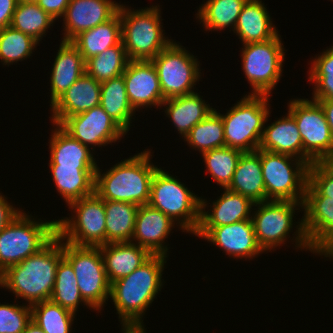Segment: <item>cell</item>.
Segmentation results:
<instances>
[{
    "mask_svg": "<svg viewBox=\"0 0 333 333\" xmlns=\"http://www.w3.org/2000/svg\"><path fill=\"white\" fill-rule=\"evenodd\" d=\"M63 258V240L56 234L37 253L0 274V287L10 289L28 305L48 301L53 292L57 265Z\"/></svg>",
    "mask_w": 333,
    "mask_h": 333,
    "instance_id": "6da1fadb",
    "label": "cell"
},
{
    "mask_svg": "<svg viewBox=\"0 0 333 333\" xmlns=\"http://www.w3.org/2000/svg\"><path fill=\"white\" fill-rule=\"evenodd\" d=\"M165 255H152L130 275L111 283L110 298L121 326H144L143 315L162 289Z\"/></svg>",
    "mask_w": 333,
    "mask_h": 333,
    "instance_id": "7a4b0ae2",
    "label": "cell"
},
{
    "mask_svg": "<svg viewBox=\"0 0 333 333\" xmlns=\"http://www.w3.org/2000/svg\"><path fill=\"white\" fill-rule=\"evenodd\" d=\"M147 149L123 159L105 173L97 167L94 192L103 200L129 202L138 206L149 203L152 178L158 166L151 163Z\"/></svg>",
    "mask_w": 333,
    "mask_h": 333,
    "instance_id": "3957f363",
    "label": "cell"
},
{
    "mask_svg": "<svg viewBox=\"0 0 333 333\" xmlns=\"http://www.w3.org/2000/svg\"><path fill=\"white\" fill-rule=\"evenodd\" d=\"M160 10L159 5L139 10L120 5L122 43L129 60H151L174 41L163 34Z\"/></svg>",
    "mask_w": 333,
    "mask_h": 333,
    "instance_id": "277c9868",
    "label": "cell"
},
{
    "mask_svg": "<svg viewBox=\"0 0 333 333\" xmlns=\"http://www.w3.org/2000/svg\"><path fill=\"white\" fill-rule=\"evenodd\" d=\"M268 95L246 96L226 114H221L224 125L225 146L242 152H254L259 148L263 129L270 112Z\"/></svg>",
    "mask_w": 333,
    "mask_h": 333,
    "instance_id": "5b68a950",
    "label": "cell"
},
{
    "mask_svg": "<svg viewBox=\"0 0 333 333\" xmlns=\"http://www.w3.org/2000/svg\"><path fill=\"white\" fill-rule=\"evenodd\" d=\"M148 204L177 222L183 232L194 234L198 229L201 198L160 167L152 178Z\"/></svg>",
    "mask_w": 333,
    "mask_h": 333,
    "instance_id": "8992f818",
    "label": "cell"
},
{
    "mask_svg": "<svg viewBox=\"0 0 333 333\" xmlns=\"http://www.w3.org/2000/svg\"><path fill=\"white\" fill-rule=\"evenodd\" d=\"M32 217L22 210L0 233V274L37 253L57 234L56 220Z\"/></svg>",
    "mask_w": 333,
    "mask_h": 333,
    "instance_id": "52a82bcc",
    "label": "cell"
},
{
    "mask_svg": "<svg viewBox=\"0 0 333 333\" xmlns=\"http://www.w3.org/2000/svg\"><path fill=\"white\" fill-rule=\"evenodd\" d=\"M260 162L266 201L303 203L309 167L304 160L260 149Z\"/></svg>",
    "mask_w": 333,
    "mask_h": 333,
    "instance_id": "ba28073f",
    "label": "cell"
},
{
    "mask_svg": "<svg viewBox=\"0 0 333 333\" xmlns=\"http://www.w3.org/2000/svg\"><path fill=\"white\" fill-rule=\"evenodd\" d=\"M72 218L56 220L57 235L75 246L99 247L106 244L104 200L95 192L68 205Z\"/></svg>",
    "mask_w": 333,
    "mask_h": 333,
    "instance_id": "9c48e42d",
    "label": "cell"
},
{
    "mask_svg": "<svg viewBox=\"0 0 333 333\" xmlns=\"http://www.w3.org/2000/svg\"><path fill=\"white\" fill-rule=\"evenodd\" d=\"M63 257L73 267L83 300L89 308L101 311L110 298L111 284L106 275L100 246H75L63 241Z\"/></svg>",
    "mask_w": 333,
    "mask_h": 333,
    "instance_id": "30bf717a",
    "label": "cell"
},
{
    "mask_svg": "<svg viewBox=\"0 0 333 333\" xmlns=\"http://www.w3.org/2000/svg\"><path fill=\"white\" fill-rule=\"evenodd\" d=\"M285 49L278 33L274 38L243 45L241 52L242 70L252 87L253 95L271 96L282 76Z\"/></svg>",
    "mask_w": 333,
    "mask_h": 333,
    "instance_id": "8fae6325",
    "label": "cell"
},
{
    "mask_svg": "<svg viewBox=\"0 0 333 333\" xmlns=\"http://www.w3.org/2000/svg\"><path fill=\"white\" fill-rule=\"evenodd\" d=\"M288 108L303 141V160L310 166L333 158V137L320 104L314 98L293 99Z\"/></svg>",
    "mask_w": 333,
    "mask_h": 333,
    "instance_id": "7c38bea8",
    "label": "cell"
},
{
    "mask_svg": "<svg viewBox=\"0 0 333 333\" xmlns=\"http://www.w3.org/2000/svg\"><path fill=\"white\" fill-rule=\"evenodd\" d=\"M196 57L185 47L172 41L151 59L158 74L164 100L195 92L194 85L201 77Z\"/></svg>",
    "mask_w": 333,
    "mask_h": 333,
    "instance_id": "4fadbf2b",
    "label": "cell"
},
{
    "mask_svg": "<svg viewBox=\"0 0 333 333\" xmlns=\"http://www.w3.org/2000/svg\"><path fill=\"white\" fill-rule=\"evenodd\" d=\"M302 209L304 216L293 234L295 246L333 259V198L304 197Z\"/></svg>",
    "mask_w": 333,
    "mask_h": 333,
    "instance_id": "5bb4252c",
    "label": "cell"
},
{
    "mask_svg": "<svg viewBox=\"0 0 333 333\" xmlns=\"http://www.w3.org/2000/svg\"><path fill=\"white\" fill-rule=\"evenodd\" d=\"M254 206L257 209L252 212L251 221L257 243L265 253L286 242L293 228L295 210H300L303 203L268 200L255 203Z\"/></svg>",
    "mask_w": 333,
    "mask_h": 333,
    "instance_id": "9a60e30c",
    "label": "cell"
},
{
    "mask_svg": "<svg viewBox=\"0 0 333 333\" xmlns=\"http://www.w3.org/2000/svg\"><path fill=\"white\" fill-rule=\"evenodd\" d=\"M59 126L85 146H106L121 140L127 132L98 105L67 117Z\"/></svg>",
    "mask_w": 333,
    "mask_h": 333,
    "instance_id": "2e32d148",
    "label": "cell"
},
{
    "mask_svg": "<svg viewBox=\"0 0 333 333\" xmlns=\"http://www.w3.org/2000/svg\"><path fill=\"white\" fill-rule=\"evenodd\" d=\"M194 235L212 242L233 258L253 259L263 253L257 243L251 220L214 228H198Z\"/></svg>",
    "mask_w": 333,
    "mask_h": 333,
    "instance_id": "e0dca14e",
    "label": "cell"
},
{
    "mask_svg": "<svg viewBox=\"0 0 333 333\" xmlns=\"http://www.w3.org/2000/svg\"><path fill=\"white\" fill-rule=\"evenodd\" d=\"M122 75L127 98L134 110L148 106L161 107L164 98L151 60H130Z\"/></svg>",
    "mask_w": 333,
    "mask_h": 333,
    "instance_id": "ac0fdd59",
    "label": "cell"
},
{
    "mask_svg": "<svg viewBox=\"0 0 333 333\" xmlns=\"http://www.w3.org/2000/svg\"><path fill=\"white\" fill-rule=\"evenodd\" d=\"M120 3L113 0H70L63 15L62 41H71L83 31L103 24L113 18Z\"/></svg>",
    "mask_w": 333,
    "mask_h": 333,
    "instance_id": "d6986e66",
    "label": "cell"
},
{
    "mask_svg": "<svg viewBox=\"0 0 333 333\" xmlns=\"http://www.w3.org/2000/svg\"><path fill=\"white\" fill-rule=\"evenodd\" d=\"M174 226L175 222L160 210L149 204L139 206L131 242L146 248L152 255L167 256L169 249L164 245L165 239Z\"/></svg>",
    "mask_w": 333,
    "mask_h": 333,
    "instance_id": "ffe728a7",
    "label": "cell"
},
{
    "mask_svg": "<svg viewBox=\"0 0 333 333\" xmlns=\"http://www.w3.org/2000/svg\"><path fill=\"white\" fill-rule=\"evenodd\" d=\"M100 99L101 83L85 73L51 106V122L59 125L67 117L100 105Z\"/></svg>",
    "mask_w": 333,
    "mask_h": 333,
    "instance_id": "44dd1931",
    "label": "cell"
},
{
    "mask_svg": "<svg viewBox=\"0 0 333 333\" xmlns=\"http://www.w3.org/2000/svg\"><path fill=\"white\" fill-rule=\"evenodd\" d=\"M224 193L212 202V210L206 212L207 201L201 198L200 222L198 228H214L251 220V209L255 203L241 194L223 189ZM210 211V212H209Z\"/></svg>",
    "mask_w": 333,
    "mask_h": 333,
    "instance_id": "7402d4cb",
    "label": "cell"
},
{
    "mask_svg": "<svg viewBox=\"0 0 333 333\" xmlns=\"http://www.w3.org/2000/svg\"><path fill=\"white\" fill-rule=\"evenodd\" d=\"M50 77L52 106L83 74L85 61L70 41H61Z\"/></svg>",
    "mask_w": 333,
    "mask_h": 333,
    "instance_id": "603a6c76",
    "label": "cell"
},
{
    "mask_svg": "<svg viewBox=\"0 0 333 333\" xmlns=\"http://www.w3.org/2000/svg\"><path fill=\"white\" fill-rule=\"evenodd\" d=\"M109 283L130 275L144 264L152 254L132 242L111 243L100 246Z\"/></svg>",
    "mask_w": 333,
    "mask_h": 333,
    "instance_id": "cb8c5ba5",
    "label": "cell"
},
{
    "mask_svg": "<svg viewBox=\"0 0 333 333\" xmlns=\"http://www.w3.org/2000/svg\"><path fill=\"white\" fill-rule=\"evenodd\" d=\"M266 8L262 0H247L244 4L233 30L243 45L265 42L278 34Z\"/></svg>",
    "mask_w": 333,
    "mask_h": 333,
    "instance_id": "d4e9b609",
    "label": "cell"
},
{
    "mask_svg": "<svg viewBox=\"0 0 333 333\" xmlns=\"http://www.w3.org/2000/svg\"><path fill=\"white\" fill-rule=\"evenodd\" d=\"M52 131L49 149V166H77V168H97L91 150L78 140L71 137L59 125Z\"/></svg>",
    "mask_w": 333,
    "mask_h": 333,
    "instance_id": "484cf974",
    "label": "cell"
},
{
    "mask_svg": "<svg viewBox=\"0 0 333 333\" xmlns=\"http://www.w3.org/2000/svg\"><path fill=\"white\" fill-rule=\"evenodd\" d=\"M258 149L303 160V141L294 118L287 113L269 126L264 125Z\"/></svg>",
    "mask_w": 333,
    "mask_h": 333,
    "instance_id": "4316f807",
    "label": "cell"
},
{
    "mask_svg": "<svg viewBox=\"0 0 333 333\" xmlns=\"http://www.w3.org/2000/svg\"><path fill=\"white\" fill-rule=\"evenodd\" d=\"M227 189L248 197L254 203L266 201L260 149L241 154L232 181Z\"/></svg>",
    "mask_w": 333,
    "mask_h": 333,
    "instance_id": "83f0119b",
    "label": "cell"
},
{
    "mask_svg": "<svg viewBox=\"0 0 333 333\" xmlns=\"http://www.w3.org/2000/svg\"><path fill=\"white\" fill-rule=\"evenodd\" d=\"M200 94L177 96L165 99L161 106H164L166 117L170 118L174 127L182 137L199 122L205 119L214 110L207 104Z\"/></svg>",
    "mask_w": 333,
    "mask_h": 333,
    "instance_id": "f1b7e54d",
    "label": "cell"
},
{
    "mask_svg": "<svg viewBox=\"0 0 333 333\" xmlns=\"http://www.w3.org/2000/svg\"><path fill=\"white\" fill-rule=\"evenodd\" d=\"M56 189L67 206L94 193L97 168L77 166H49Z\"/></svg>",
    "mask_w": 333,
    "mask_h": 333,
    "instance_id": "f546056e",
    "label": "cell"
},
{
    "mask_svg": "<svg viewBox=\"0 0 333 333\" xmlns=\"http://www.w3.org/2000/svg\"><path fill=\"white\" fill-rule=\"evenodd\" d=\"M122 40L119 12L107 22L83 31L70 42L79 50L84 61L97 56Z\"/></svg>",
    "mask_w": 333,
    "mask_h": 333,
    "instance_id": "4dcf8cb0",
    "label": "cell"
},
{
    "mask_svg": "<svg viewBox=\"0 0 333 333\" xmlns=\"http://www.w3.org/2000/svg\"><path fill=\"white\" fill-rule=\"evenodd\" d=\"M312 61L308 74V81L315 84L312 97L323 109L333 137V55L320 53Z\"/></svg>",
    "mask_w": 333,
    "mask_h": 333,
    "instance_id": "1f68e13d",
    "label": "cell"
},
{
    "mask_svg": "<svg viewBox=\"0 0 333 333\" xmlns=\"http://www.w3.org/2000/svg\"><path fill=\"white\" fill-rule=\"evenodd\" d=\"M106 244L131 242L139 206L129 202L104 200Z\"/></svg>",
    "mask_w": 333,
    "mask_h": 333,
    "instance_id": "d6a6232c",
    "label": "cell"
},
{
    "mask_svg": "<svg viewBox=\"0 0 333 333\" xmlns=\"http://www.w3.org/2000/svg\"><path fill=\"white\" fill-rule=\"evenodd\" d=\"M100 106L128 133L136 111L127 98L123 75L101 83Z\"/></svg>",
    "mask_w": 333,
    "mask_h": 333,
    "instance_id": "836d02e7",
    "label": "cell"
},
{
    "mask_svg": "<svg viewBox=\"0 0 333 333\" xmlns=\"http://www.w3.org/2000/svg\"><path fill=\"white\" fill-rule=\"evenodd\" d=\"M247 0H206L199 7L197 18L205 31H219L227 27L234 30Z\"/></svg>",
    "mask_w": 333,
    "mask_h": 333,
    "instance_id": "e575fe53",
    "label": "cell"
},
{
    "mask_svg": "<svg viewBox=\"0 0 333 333\" xmlns=\"http://www.w3.org/2000/svg\"><path fill=\"white\" fill-rule=\"evenodd\" d=\"M130 60L122 40L101 54L85 61V73L99 83L121 76Z\"/></svg>",
    "mask_w": 333,
    "mask_h": 333,
    "instance_id": "d590c367",
    "label": "cell"
},
{
    "mask_svg": "<svg viewBox=\"0 0 333 333\" xmlns=\"http://www.w3.org/2000/svg\"><path fill=\"white\" fill-rule=\"evenodd\" d=\"M190 148L200 154L216 148L225 147L224 125L221 115L214 108L201 122L197 123L184 137Z\"/></svg>",
    "mask_w": 333,
    "mask_h": 333,
    "instance_id": "8d00e7d4",
    "label": "cell"
},
{
    "mask_svg": "<svg viewBox=\"0 0 333 333\" xmlns=\"http://www.w3.org/2000/svg\"><path fill=\"white\" fill-rule=\"evenodd\" d=\"M54 21L37 2H18L10 26L40 42Z\"/></svg>",
    "mask_w": 333,
    "mask_h": 333,
    "instance_id": "74e56055",
    "label": "cell"
},
{
    "mask_svg": "<svg viewBox=\"0 0 333 333\" xmlns=\"http://www.w3.org/2000/svg\"><path fill=\"white\" fill-rule=\"evenodd\" d=\"M50 300L74 314L78 311L80 303L86 305L87 308L89 306L80 294L73 267L64 257L57 265L55 284Z\"/></svg>",
    "mask_w": 333,
    "mask_h": 333,
    "instance_id": "f35d334b",
    "label": "cell"
},
{
    "mask_svg": "<svg viewBox=\"0 0 333 333\" xmlns=\"http://www.w3.org/2000/svg\"><path fill=\"white\" fill-rule=\"evenodd\" d=\"M76 314L64 309L51 300L39 302L31 306V320L44 333H71Z\"/></svg>",
    "mask_w": 333,
    "mask_h": 333,
    "instance_id": "ab89813d",
    "label": "cell"
},
{
    "mask_svg": "<svg viewBox=\"0 0 333 333\" xmlns=\"http://www.w3.org/2000/svg\"><path fill=\"white\" fill-rule=\"evenodd\" d=\"M243 152L230 148L221 147L202 153L206 171L219 186L227 189L232 181L235 169Z\"/></svg>",
    "mask_w": 333,
    "mask_h": 333,
    "instance_id": "60d3db41",
    "label": "cell"
},
{
    "mask_svg": "<svg viewBox=\"0 0 333 333\" xmlns=\"http://www.w3.org/2000/svg\"><path fill=\"white\" fill-rule=\"evenodd\" d=\"M39 42L11 26L0 29V60L10 65L29 58Z\"/></svg>",
    "mask_w": 333,
    "mask_h": 333,
    "instance_id": "b9f144b4",
    "label": "cell"
},
{
    "mask_svg": "<svg viewBox=\"0 0 333 333\" xmlns=\"http://www.w3.org/2000/svg\"><path fill=\"white\" fill-rule=\"evenodd\" d=\"M305 197L333 198V158L316 161L308 167Z\"/></svg>",
    "mask_w": 333,
    "mask_h": 333,
    "instance_id": "7bdbcfd3",
    "label": "cell"
},
{
    "mask_svg": "<svg viewBox=\"0 0 333 333\" xmlns=\"http://www.w3.org/2000/svg\"><path fill=\"white\" fill-rule=\"evenodd\" d=\"M30 321V305L0 303V333H22Z\"/></svg>",
    "mask_w": 333,
    "mask_h": 333,
    "instance_id": "ee69618b",
    "label": "cell"
},
{
    "mask_svg": "<svg viewBox=\"0 0 333 333\" xmlns=\"http://www.w3.org/2000/svg\"><path fill=\"white\" fill-rule=\"evenodd\" d=\"M0 193V233L9 225L22 210L8 203L7 198Z\"/></svg>",
    "mask_w": 333,
    "mask_h": 333,
    "instance_id": "f6af8a7d",
    "label": "cell"
},
{
    "mask_svg": "<svg viewBox=\"0 0 333 333\" xmlns=\"http://www.w3.org/2000/svg\"><path fill=\"white\" fill-rule=\"evenodd\" d=\"M70 0H38L37 4L55 20L63 17Z\"/></svg>",
    "mask_w": 333,
    "mask_h": 333,
    "instance_id": "bcb514c9",
    "label": "cell"
},
{
    "mask_svg": "<svg viewBox=\"0 0 333 333\" xmlns=\"http://www.w3.org/2000/svg\"><path fill=\"white\" fill-rule=\"evenodd\" d=\"M17 0H0V29L10 26Z\"/></svg>",
    "mask_w": 333,
    "mask_h": 333,
    "instance_id": "7dc6e473",
    "label": "cell"
},
{
    "mask_svg": "<svg viewBox=\"0 0 333 333\" xmlns=\"http://www.w3.org/2000/svg\"><path fill=\"white\" fill-rule=\"evenodd\" d=\"M122 333H147L144 326H122Z\"/></svg>",
    "mask_w": 333,
    "mask_h": 333,
    "instance_id": "c3c4849f",
    "label": "cell"
},
{
    "mask_svg": "<svg viewBox=\"0 0 333 333\" xmlns=\"http://www.w3.org/2000/svg\"><path fill=\"white\" fill-rule=\"evenodd\" d=\"M22 333H44V331L31 320Z\"/></svg>",
    "mask_w": 333,
    "mask_h": 333,
    "instance_id": "681fc988",
    "label": "cell"
},
{
    "mask_svg": "<svg viewBox=\"0 0 333 333\" xmlns=\"http://www.w3.org/2000/svg\"><path fill=\"white\" fill-rule=\"evenodd\" d=\"M321 54L322 55H333V46H331V48H329V49H326Z\"/></svg>",
    "mask_w": 333,
    "mask_h": 333,
    "instance_id": "f907efd6",
    "label": "cell"
},
{
    "mask_svg": "<svg viewBox=\"0 0 333 333\" xmlns=\"http://www.w3.org/2000/svg\"><path fill=\"white\" fill-rule=\"evenodd\" d=\"M18 2H37L38 0H17Z\"/></svg>",
    "mask_w": 333,
    "mask_h": 333,
    "instance_id": "816d5d0a",
    "label": "cell"
}]
</instances>
